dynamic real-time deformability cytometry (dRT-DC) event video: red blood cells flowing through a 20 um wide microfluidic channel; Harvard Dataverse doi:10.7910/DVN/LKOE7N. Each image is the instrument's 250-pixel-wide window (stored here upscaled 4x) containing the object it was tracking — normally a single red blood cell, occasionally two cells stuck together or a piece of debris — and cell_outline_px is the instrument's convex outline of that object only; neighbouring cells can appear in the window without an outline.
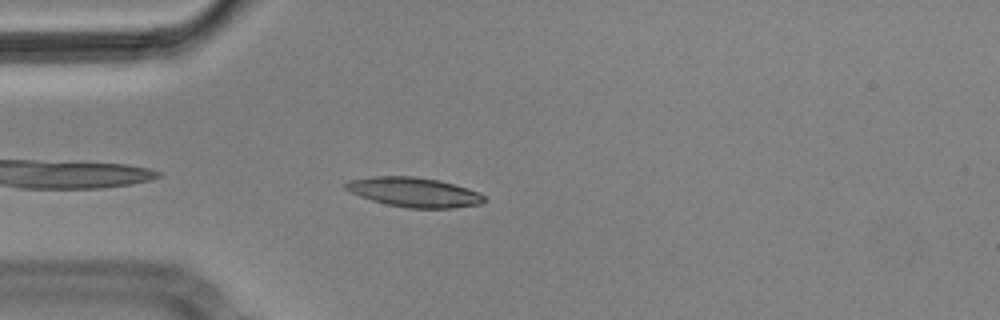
{"species": "Egyptian fruit bat (a non-hibernating species)", "species_latin": "Rousettus aegyptiacus", "temperature_condition": "cold", "stored_images_in_passage": 8, "camera_frame_rate_fps": 3000, "um_per_image_px": 0.085, "animal": {"sex": "male"}, "frame": {"image": 1, "passage_image": 5, "time_ms": 1.333, "image_size_px": [1000, 320], "cell_outline_px": [[488, 200], [480, 204], [452, 208], [408, 208], [388, 204], [372, 200], [360, 196], [344, 188], [344, 184], [348, 180], [376, 176], [416, 176], [440, 180], [468, 188], [480, 192]], "centroid_in_image_um": [35.23, 16.33], "position_along_channel_um": 49.8, "area_um2": 23.93}}
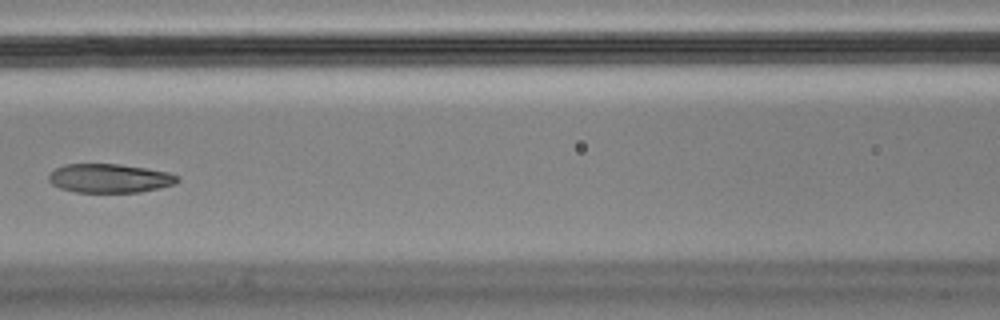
{"frame": {"image": 2, "passage_image": 8, "time_ms": 2.333, "image_size_px": [1000, 320], "cell_outline_px": [[180, 180], [172, 184], [160, 188], [140, 192], [76, 192], [60, 188], [52, 184], [48, 180], [48, 176], [56, 168], [64, 164], [120, 164], [168, 172], [180, 176]], "centroid_in_image_um": [9.32, 15.15], "position_along_channel_um": 157.3, "area_um2": 21.62}}